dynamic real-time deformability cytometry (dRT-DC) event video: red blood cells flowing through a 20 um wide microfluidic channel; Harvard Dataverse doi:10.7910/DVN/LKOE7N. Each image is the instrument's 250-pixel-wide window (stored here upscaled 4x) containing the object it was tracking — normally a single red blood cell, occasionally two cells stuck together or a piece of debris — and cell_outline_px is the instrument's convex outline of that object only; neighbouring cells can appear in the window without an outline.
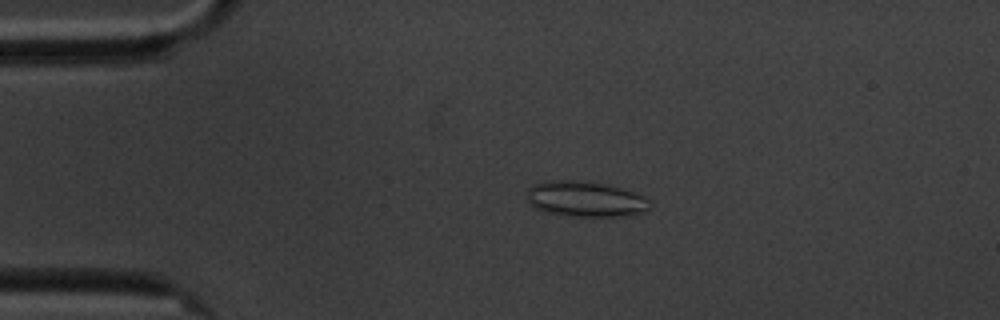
{"species": "common noctule bat (a hibernating species)", "species_latin": "Nyctalus noctula", "temperature_condition": "cold", "stored_images_in_passage": 51, "camera_frame_rate_fps": 3000, "um_per_image_px": 0.085, "animal": {"sex": "male", "body_mass_g": 20.1, "forearm_length_mm": 53.5}, "frame": {"image": 1, "passage_image": 5, "time_ms": 1.333, "image_size_px": [1000, 320], "cell_outline_px": [[652, 208], [644, 212], [624, 216], [576, 216], [544, 212], [536, 208], [528, 200], [528, 188], [532, 184], [544, 180], [572, 180], [600, 184], [620, 188], [644, 196], [652, 204]], "centroid_in_image_um": [49.76, 16.92], "position_along_channel_um": 35.2, "area_um2": 25.26}}
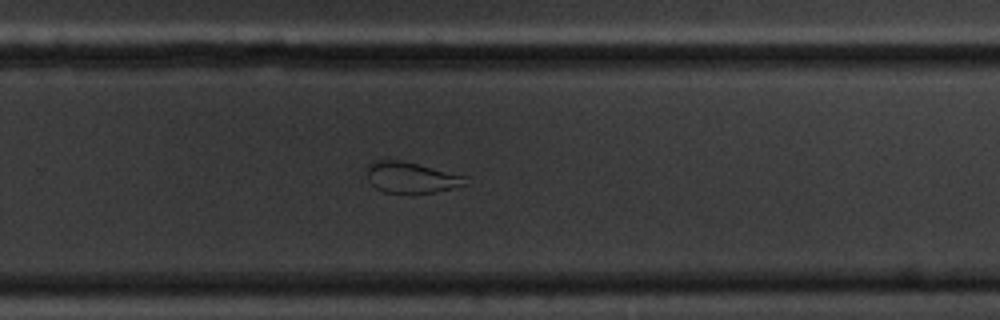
{"frame": {"image": 2, "passage_image": 31, "time_ms": 10.0, "image_size_px": [1000, 320], "cell_outline_px": [[468, 184], [436, 192], [384, 192], [376, 188], [368, 180], [364, 168], [372, 160], [400, 160], [464, 176]], "centroid_in_image_um": [34.86, 15.07], "position_along_channel_um": 294.9, "area_um2": 17.51}}
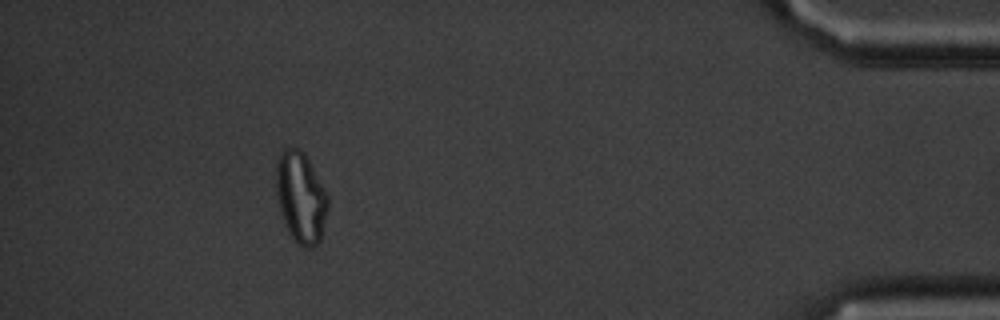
{"frame": {"image": 3, "passage_image": 46, "time_ms": 15.0, "image_size_px": [1000, 320], "cell_outline_px": [[328, 208], [320, 240], [312, 248], [304, 248], [288, 232], [280, 208], [276, 192], [276, 164], [280, 152], [284, 148], [292, 144], [304, 152], [328, 196]], "centroid_in_image_um": [25.56, 16.73], "position_along_channel_um": 409.6, "area_um2": 27.28}, "authors_computed_cell_mechanics": {"area_um2": 21.9062, "velocity_mm_per_s": 3.4074, "shape_relaxation_time_tau1_ms": null, "shape_relaxation_time_tau2_ms": 2.0877, "deformation_change_tau1": null, "deformation_change_tau2": 0.0847}}